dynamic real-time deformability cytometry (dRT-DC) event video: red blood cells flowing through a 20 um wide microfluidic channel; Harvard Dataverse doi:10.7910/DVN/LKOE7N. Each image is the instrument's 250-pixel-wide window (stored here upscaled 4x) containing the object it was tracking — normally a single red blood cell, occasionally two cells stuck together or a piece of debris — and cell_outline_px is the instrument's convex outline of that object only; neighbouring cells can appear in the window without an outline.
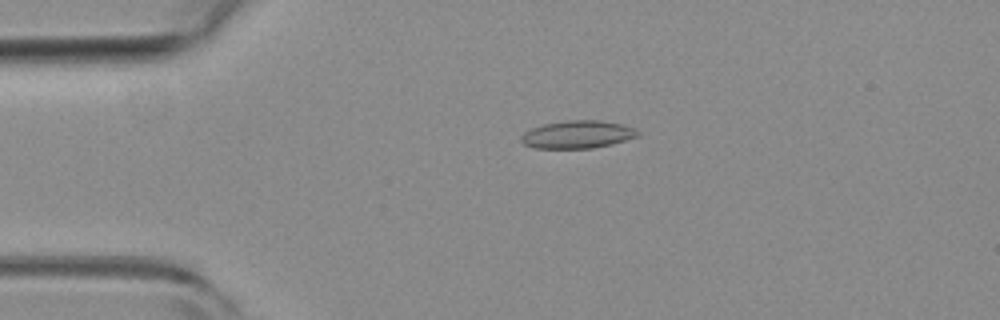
{"species": "common noctule bat (a hibernating species)", "species_latin": "Nyctalus noctula", "temperature_condition": "room temperature", "stored_images_in_passage": 5, "camera_frame_rate_fps": 3000, "um_per_image_px": 0.085, "animal": {"sex": "female", "body_mass_g": 19.3, "forearm_length_mm": 54.1}, "frame": {"image": 1, "passage_image": 4, "time_ms": 1.0, "image_size_px": [1000, 320], "cell_outline_px": [[640, 136], [612, 144], [592, 148], [532, 148], [524, 144], [520, 140], [520, 136], [524, 132], [532, 128], [544, 124], [568, 120], [600, 120], [620, 124], [636, 128], [640, 132]], "centroid_in_image_um": [49.1, 11.43], "position_along_channel_um": 35.9, "area_um2": 18.96}}